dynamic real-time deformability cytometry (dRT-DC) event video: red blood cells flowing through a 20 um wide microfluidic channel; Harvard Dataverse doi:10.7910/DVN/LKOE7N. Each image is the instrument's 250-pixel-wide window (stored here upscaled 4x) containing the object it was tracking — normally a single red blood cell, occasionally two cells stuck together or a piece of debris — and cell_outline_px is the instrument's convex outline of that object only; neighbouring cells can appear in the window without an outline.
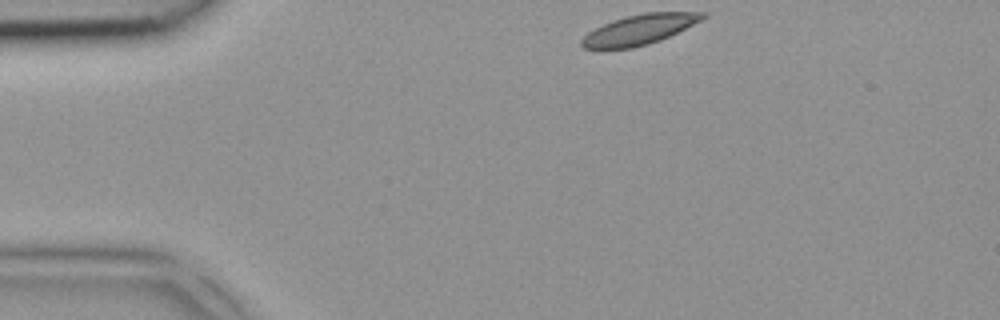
{"species": "common noctule bat (a hibernating species)", "species_latin": "Nyctalus noctula", "temperature_condition": "room temperature", "stored_images_in_passage": 4, "camera_frame_rate_fps": 3000, "um_per_image_px": 0.085, "animal": {"sex": "female", "body_mass_g": 18.4}, "frame": {"image": 1, "passage_image": 1, "time_ms": 0.0, "image_size_px": [1000, 320], "cell_outline_px": [[708, 16], [660, 40], [648, 44], [632, 48], [584, 48], [580, 44], [580, 40], [588, 32], [612, 20], [624, 16], [644, 12], [704, 12]], "centroid_in_image_um": [54.32, 2.5], "position_along_channel_um": 30.7, "area_um2": 20.87}}
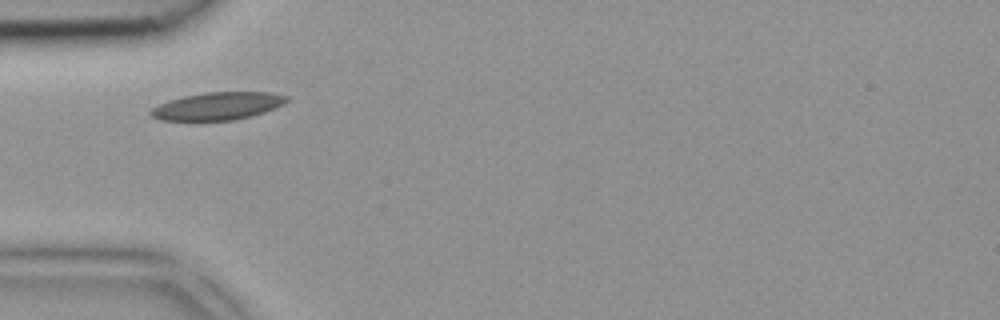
{"frame": {"image": 2, "passage_image": 2, "time_ms": 0.333, "image_size_px": [1000, 320], "cell_outline_px": [[288, 100], [284, 104], [264, 112], [252, 116], [236, 120], [160, 120], [152, 116], [148, 112], [152, 108], [168, 100], [184, 96], [204, 92], [272, 92], [288, 96]], "centroid_in_image_um": [18.52, 9.01], "position_along_channel_um": 66.5, "area_um2": 21.91}}